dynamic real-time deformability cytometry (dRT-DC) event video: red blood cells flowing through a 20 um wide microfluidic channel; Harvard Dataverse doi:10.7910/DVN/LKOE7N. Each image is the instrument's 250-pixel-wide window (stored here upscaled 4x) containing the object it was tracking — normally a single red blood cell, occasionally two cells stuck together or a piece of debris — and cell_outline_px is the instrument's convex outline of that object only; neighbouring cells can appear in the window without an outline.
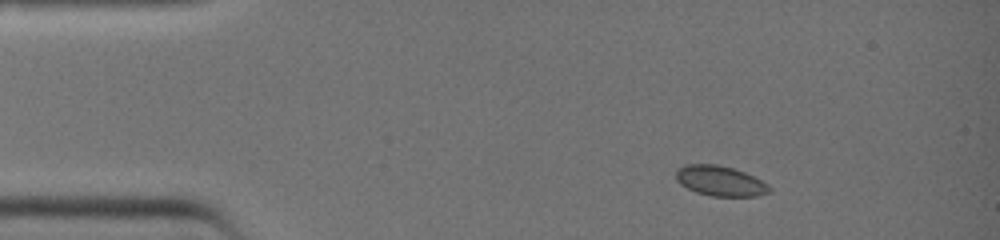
{"species": "common noctule bat (a hibernating species)", "species_latin": "Nyctalus noctula", "temperature_condition": "warm", "stored_images_in_passage": 2, "camera_frame_rate_fps": 3000, "um_per_image_px": 0.085, "animal": {"sex": "female", "body_mass_g": 19.0, "forearm_length_mm": 51.5}, "frame": {"image": 1, "passage_image": 1, "time_ms": 0.0, "image_size_px": [1000, 240], "cell_outline_px": [[772, 192], [756, 196], [712, 196], [696, 192], [680, 184], [676, 180], [676, 168], [684, 164], [716, 164], [732, 168], [744, 172], [768, 184], [772, 188]], "centroid_in_image_um": [61.2, 15.38], "position_along_channel_um": 23.8, "area_um2": 16.47}}